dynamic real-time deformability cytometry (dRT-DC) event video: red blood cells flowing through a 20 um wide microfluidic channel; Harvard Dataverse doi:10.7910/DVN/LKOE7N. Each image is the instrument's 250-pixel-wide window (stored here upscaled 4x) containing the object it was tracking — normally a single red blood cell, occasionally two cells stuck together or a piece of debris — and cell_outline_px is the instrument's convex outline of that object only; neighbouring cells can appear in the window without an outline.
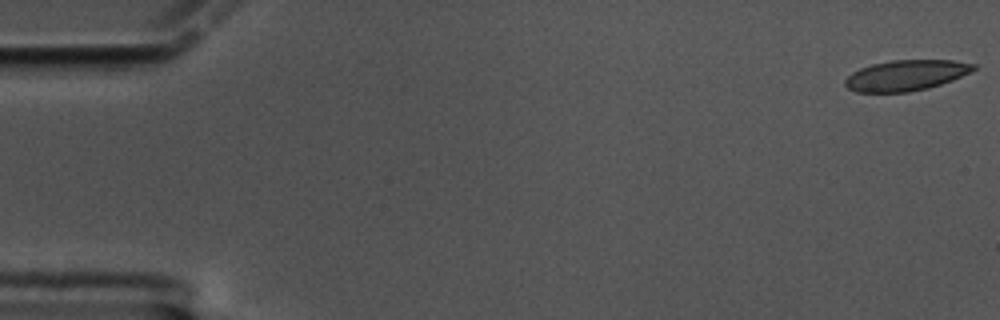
{"species": "common noctule bat (a hibernating species)", "species_latin": "Nyctalus noctula", "temperature_condition": "cold", "stored_images_in_passage": 18, "camera_frame_rate_fps": 3000, "um_per_image_px": 0.085, "animal": {"sex": "male", "body_mass_g": 17.5, "forearm_length_mm": 52.3}, "frame": {"image": 1, "passage_image": 1, "time_ms": 0.0, "image_size_px": [1000, 320], "cell_outline_px": [[976, 68], [952, 80], [928, 88], [908, 92], [856, 92], [848, 88], [844, 84], [844, 80], [852, 72], [860, 68], [872, 64], [892, 60], [952, 60], [976, 64]], "centroid_in_image_um": [76.97, 6.4], "position_along_channel_um": 8.0, "area_um2": 22.77}}
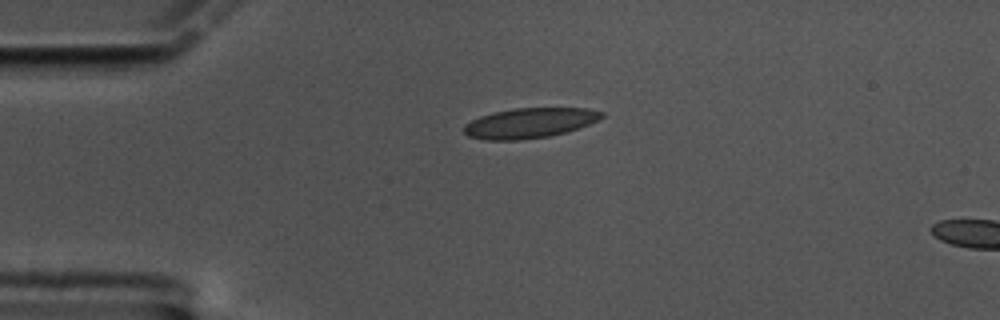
{"frame": {"image": 2, "passage_image": 14, "time_ms": 4.333, "image_size_px": [1000, 320], "cell_outline_px": [[604, 116], [600, 120], [564, 132], [548, 136], [520, 140], [488, 140], [468, 136], [464, 132], [464, 124], [480, 116], [512, 108], [588, 108], [604, 112]], "centroid_in_image_um": [45.02, 10.45], "position_along_channel_um": 40.0, "area_um2": 23.99}}